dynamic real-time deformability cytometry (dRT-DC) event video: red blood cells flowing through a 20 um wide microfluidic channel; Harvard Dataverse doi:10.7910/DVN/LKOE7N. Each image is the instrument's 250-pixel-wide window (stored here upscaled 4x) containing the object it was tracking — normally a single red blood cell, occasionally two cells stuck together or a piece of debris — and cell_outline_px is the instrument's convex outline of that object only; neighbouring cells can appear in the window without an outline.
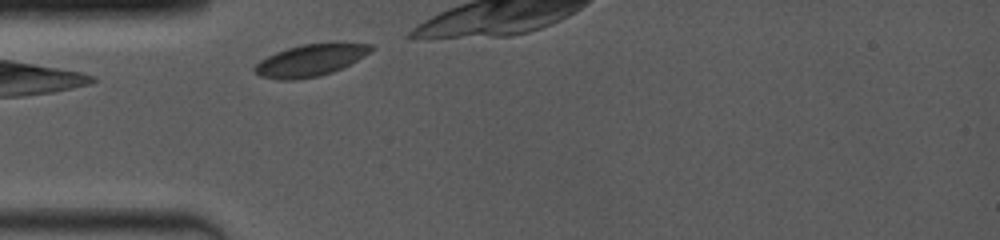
{"species": "common noctule bat (a hibernating species)", "species_latin": "Nyctalus noctula", "temperature_condition": "room temperature", "stored_images_in_passage": 17, "camera_frame_rate_fps": 4000, "um_per_image_px": 0.085, "animal": {"sex": "female", "body_mass_g": 19.0, "forearm_length_mm": 53.3}, "frame": {"image": 1, "passage_image": 1, "time_ms": 0.0, "image_size_px": [1000, 240], "cell_outline_px": [[372, 48], [368, 52], [356, 60], [332, 72], [320, 76], [296, 80], [280, 80], [260, 76], [252, 68], [260, 60], [276, 52], [288, 48], [304, 44], [372, 44]], "centroid_in_image_um": [26.29, 5.16], "position_along_channel_um": 58.7, "area_um2": 20.92}}
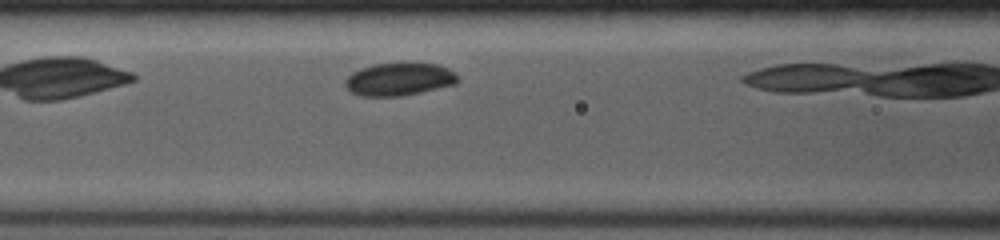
{"frame": {"image": 2, "passage_image": 10, "time_ms": 2.0, "image_size_px": [1000, 240], "cell_outline_px": [[460, 80], [456, 84], [404, 96], [360, 96], [352, 92], [344, 84], [344, 80], [352, 72], [360, 68], [376, 64], [436, 64], [448, 68]], "centroid_in_image_um": [33.91, 6.75], "position_along_channel_um": 132.7, "area_um2": 21.27}}